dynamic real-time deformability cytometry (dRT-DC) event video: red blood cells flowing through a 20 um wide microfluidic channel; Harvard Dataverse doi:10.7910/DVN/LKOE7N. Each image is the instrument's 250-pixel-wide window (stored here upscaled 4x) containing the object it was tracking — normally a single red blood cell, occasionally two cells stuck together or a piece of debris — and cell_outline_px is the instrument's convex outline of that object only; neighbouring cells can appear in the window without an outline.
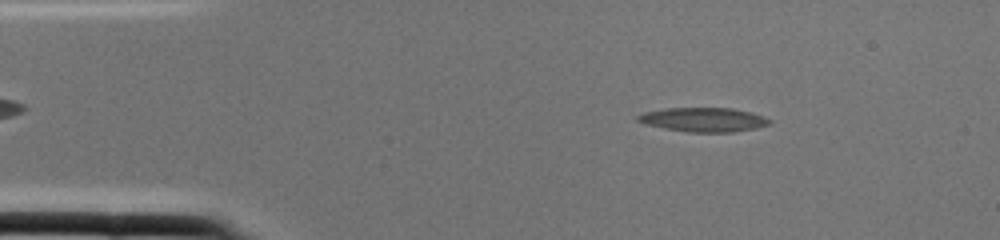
{"species": "common noctule bat (a hibernating species)", "species_latin": "Nyctalus noctula", "temperature_condition": "cold", "stored_images_in_passage": 2, "camera_frame_rate_fps": 3000, "um_per_image_px": 0.085, "animal": {"sex": "female", "body_mass_g": 22.0, "forearm_length_mm": 56.7}, "frame": {"image": 1, "passage_image": 2, "time_ms": 0.333, "image_size_px": [1000, 240], "cell_outline_px": [[772, 124], [756, 128], [732, 132], [688, 132], [664, 128], [644, 124], [636, 120], [636, 116], [644, 112], [668, 108], [732, 108], [748, 112], [772, 120]], "centroid_in_image_um": [59.78, 10.18], "position_along_channel_um": 25.2, "area_um2": 18.44}}